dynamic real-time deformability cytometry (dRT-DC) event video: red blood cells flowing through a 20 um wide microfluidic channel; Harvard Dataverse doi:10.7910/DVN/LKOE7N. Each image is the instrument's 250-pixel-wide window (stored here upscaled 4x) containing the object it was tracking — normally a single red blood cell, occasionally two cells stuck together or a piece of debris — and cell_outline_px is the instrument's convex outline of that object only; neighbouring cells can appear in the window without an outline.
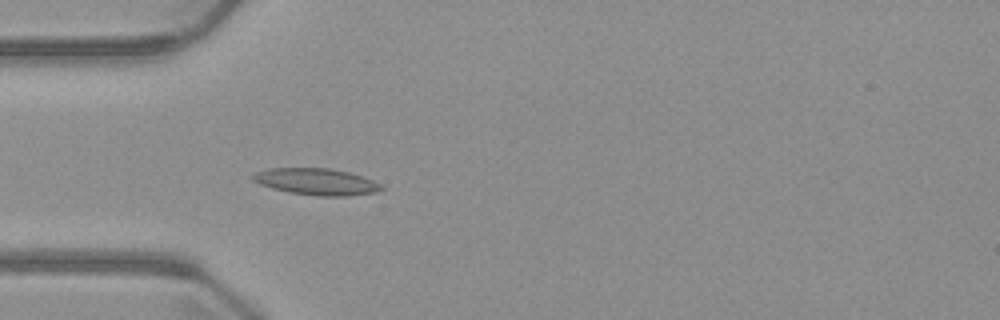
{"species": "common noctule bat (a hibernating species)", "species_latin": "Nyctalus noctula", "temperature_condition": "warm", "stored_images_in_passage": 5, "camera_frame_rate_fps": 3000, "um_per_image_px": 0.085, "animal": {"sex": "male", "body_mass_g": 23.1, "forearm_length_mm": 52.7}, "frame": {"image": 1, "passage_image": 5, "time_ms": 4.667, "image_size_px": [1000, 320], "cell_outline_px": [[384, 188], [376, 192], [348, 196], [316, 196], [288, 192], [272, 188], [260, 184], [252, 180], [248, 176], [256, 172], [268, 168], [332, 168], [348, 172], [372, 180], [380, 184]], "centroid_in_image_um": [26.84, 15.44], "position_along_channel_um": 58.2, "area_um2": 20.0}}